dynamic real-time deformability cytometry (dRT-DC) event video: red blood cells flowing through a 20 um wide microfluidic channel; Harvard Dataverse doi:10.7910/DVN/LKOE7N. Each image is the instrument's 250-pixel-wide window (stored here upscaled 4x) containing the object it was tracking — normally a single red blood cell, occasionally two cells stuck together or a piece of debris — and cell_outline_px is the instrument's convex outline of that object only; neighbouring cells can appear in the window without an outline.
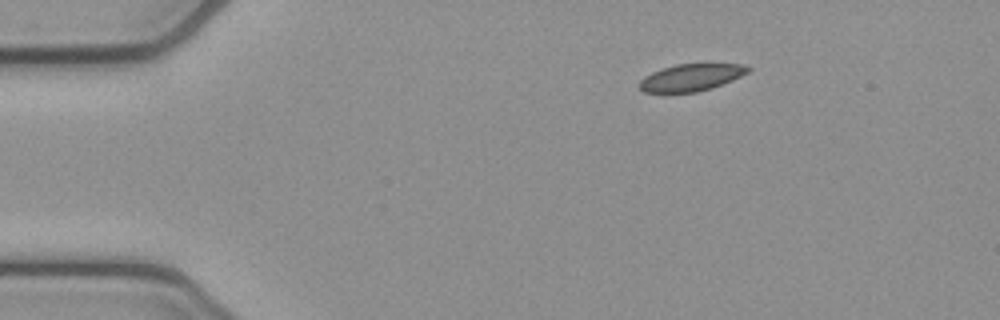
{"species": "common noctule bat (a hibernating species)", "species_latin": "Nyctalus noctula", "temperature_condition": "cold", "stored_images_in_passage": 46, "camera_frame_rate_fps": 3000, "um_per_image_px": 0.085, "animal": {"sex": "female", "body_mass_g": 21.9}, "frame": {"image": 1, "passage_image": 1, "time_ms": 0.0, "image_size_px": [1000, 320], "cell_outline_px": [[752, 68], [748, 72], [732, 80], [712, 88], [696, 92], [644, 92], [636, 84], [644, 76], [652, 72], [676, 64], [744, 64]], "centroid_in_image_um": [58.73, 6.58], "position_along_channel_um": 26.3, "area_um2": 17.05}}
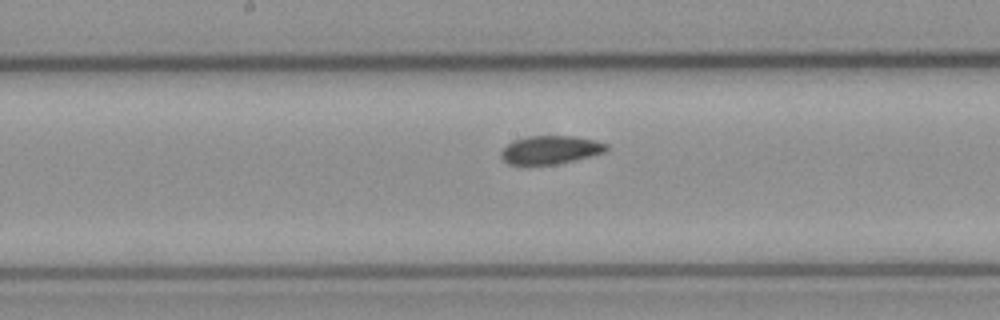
{"frame": {"image": 2, "passage_image": 20, "time_ms": 6.333, "image_size_px": [1000, 320], "cell_outline_px": [[608, 148], [604, 152], [556, 164], [508, 164], [500, 156], [500, 152], [512, 140], [528, 136], [572, 136], [592, 140], [608, 144]], "centroid_in_image_um": [46.74, 12.73], "position_along_channel_um": 201.5, "area_um2": 17.05}}
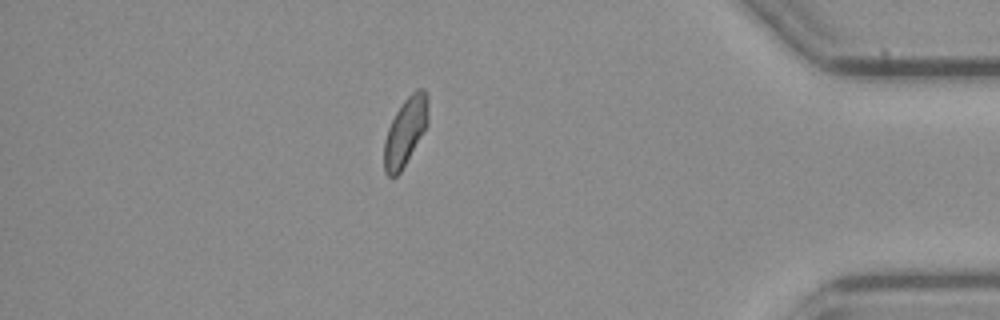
{"frame": {"image": 3, "passage_image": 39, "time_ms": 12.667, "image_size_px": [1000, 320], "cell_outline_px": [[428, 124], [400, 172], [396, 176], [388, 176], [384, 172], [384, 140], [388, 128], [396, 112], [404, 100], [416, 88], [424, 88], [428, 92]], "centroid_in_image_um": [34.47, 11.14], "position_along_channel_um": 400.7, "area_um2": 17.4}, "authors_computed_cell_mechanics": {"area_um2": 17.8891, "velocity_mm_per_s": 3.8047, "shape_relaxation_time_tau1_ms": null, "shape_relaxation_time_tau2_ms": 8.031, "deformation_change_tau1": null, "deformation_change_tau2": 0.1039}}